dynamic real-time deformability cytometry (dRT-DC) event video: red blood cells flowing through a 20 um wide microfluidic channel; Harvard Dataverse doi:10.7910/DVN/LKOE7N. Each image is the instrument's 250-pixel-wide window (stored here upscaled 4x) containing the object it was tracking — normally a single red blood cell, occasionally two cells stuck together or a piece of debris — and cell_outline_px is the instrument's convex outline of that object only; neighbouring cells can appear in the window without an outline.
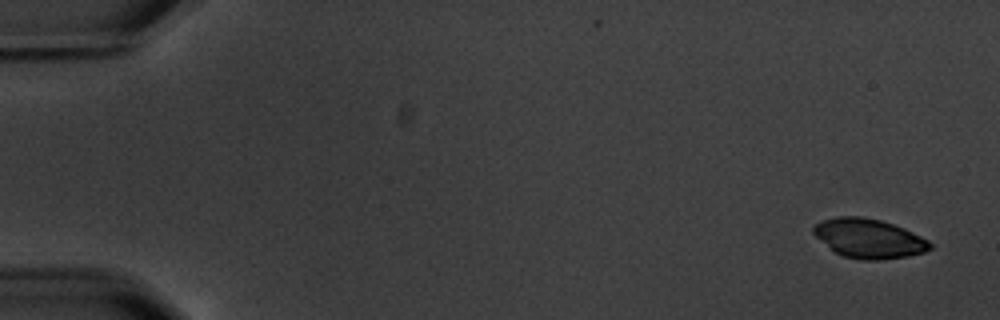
{"species": "common noctule bat (a hibernating species)", "species_latin": "Nyctalus noctula", "temperature_condition": "warm", "stored_images_in_passage": 6, "camera_frame_rate_fps": 3000, "um_per_image_px": 0.085, "animal": {"sex": "male", "body_mass_g": 20.1, "forearm_length_mm": 53.5}, "frame": {"image": 1, "passage_image": 1, "time_ms": 0.0, "image_size_px": [1000, 320], "cell_outline_px": [[932, 248], [924, 252], [908, 256], [880, 260], [864, 260], [844, 256], [836, 252], [816, 236], [812, 232], [812, 228], [820, 220], [836, 216], [864, 216], [880, 220], [904, 228], [928, 240], [932, 244]], "centroid_in_image_um": [73.86, 20.25], "position_along_channel_um": 11.1, "area_um2": 26.59}}